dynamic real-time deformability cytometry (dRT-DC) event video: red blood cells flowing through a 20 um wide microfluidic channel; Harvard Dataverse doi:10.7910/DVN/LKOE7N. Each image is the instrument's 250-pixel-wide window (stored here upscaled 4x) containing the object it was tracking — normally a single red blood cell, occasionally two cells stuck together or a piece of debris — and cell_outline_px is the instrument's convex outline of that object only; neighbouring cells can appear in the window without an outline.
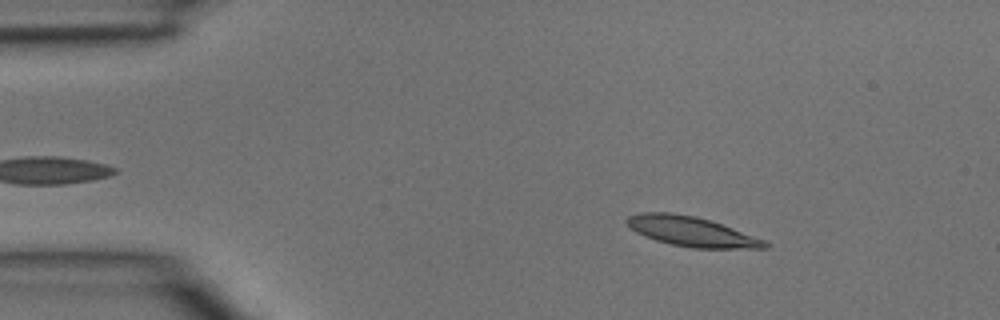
{"species": "common noctule bat (a hibernating species)", "species_latin": "Nyctalus noctula", "temperature_condition": "room temperature", "stored_images_in_passage": 3, "camera_frame_rate_fps": 3000, "um_per_image_px": 0.085, "animal": {"sex": "male", "body_mass_g": 15.6}, "frame": {"image": 1, "passage_image": 1, "time_ms": 0.0, "image_size_px": [1000, 320], "cell_outline_px": [[772, 244], [768, 248], [692, 248], [672, 244], [656, 240], [644, 236], [636, 232], [624, 220], [628, 216], [640, 212], [668, 212], [696, 216], [732, 228], [764, 240]], "centroid_in_image_um": [58.76, 19.67], "position_along_channel_um": 26.2, "area_um2": 23.7}}